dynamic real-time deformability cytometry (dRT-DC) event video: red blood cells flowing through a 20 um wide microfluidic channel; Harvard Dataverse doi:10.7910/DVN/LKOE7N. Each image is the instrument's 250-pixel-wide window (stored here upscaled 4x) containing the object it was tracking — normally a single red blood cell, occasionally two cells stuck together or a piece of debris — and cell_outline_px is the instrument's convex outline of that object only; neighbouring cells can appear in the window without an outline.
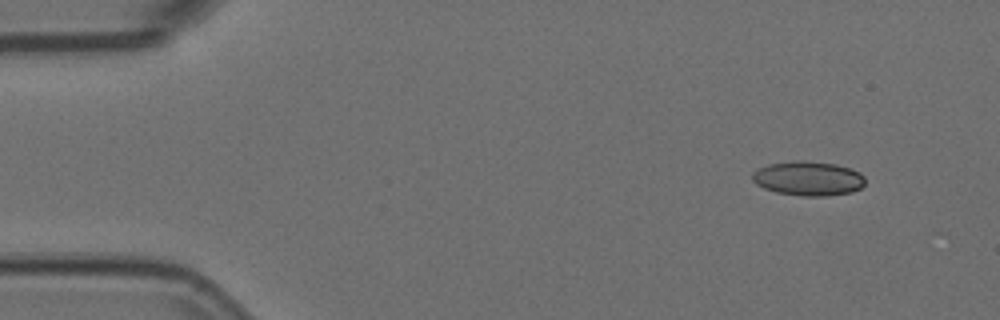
{"species": "Egyptian fruit bat (a non-hibernating species)", "species_latin": "Rousettus aegyptiacus", "temperature_condition": "room temperature", "stored_images_in_passage": 4, "camera_frame_rate_fps": 3000, "um_per_image_px": 0.085, "animal": {"sex": "female"}, "frame": {"image": 1, "passage_image": 1, "time_ms": 0.0, "image_size_px": [1000, 320], "cell_outline_px": [[864, 184], [860, 188], [852, 192], [824, 196], [800, 196], [776, 192], [764, 188], [756, 184], [752, 180], [752, 172], [768, 164], [796, 160], [800, 160], [836, 164], [852, 168], [860, 172], [864, 176]], "centroid_in_image_um": [68.7, 15.16], "position_along_channel_um": 16.3, "area_um2": 22.72}}
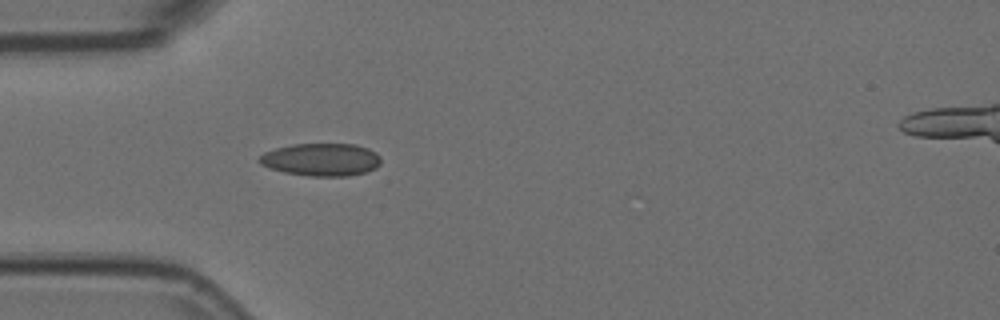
{"frame": {"image": 2, "passage_image": 4, "time_ms": 1.0, "image_size_px": [1000, 320], "cell_outline_px": [[380, 164], [376, 168], [364, 172], [348, 176], [308, 176], [284, 172], [268, 168], [260, 164], [256, 160], [264, 152], [276, 148], [292, 144], [356, 144], [368, 148], [376, 152], [380, 156]], "centroid_in_image_um": [27.29, 13.56], "position_along_channel_um": 57.7, "area_um2": 23.35}}